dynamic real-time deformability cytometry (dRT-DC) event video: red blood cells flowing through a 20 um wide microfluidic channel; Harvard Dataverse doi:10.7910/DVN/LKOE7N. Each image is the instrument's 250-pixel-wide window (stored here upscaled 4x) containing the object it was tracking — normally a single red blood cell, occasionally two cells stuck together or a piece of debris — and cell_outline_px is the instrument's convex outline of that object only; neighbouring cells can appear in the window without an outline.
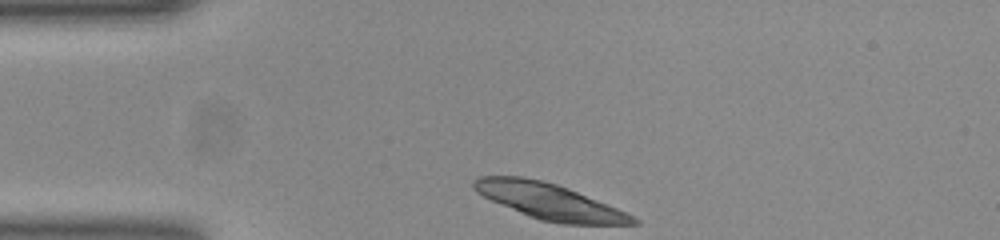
{"species": "common noctule bat (a hibernating species)", "species_latin": "Nyctalus noctula", "temperature_condition": "room temperature", "stored_images_in_passage": 32, "camera_frame_rate_fps": 3000, "um_per_image_px": 0.085, "animal": {"sex": "female", "body_mass_g": 23.0, "forearm_length_mm": 53.4}, "frame": {"image": 1, "passage_image": 1, "time_ms": 0.0, "image_size_px": [1000, 240], "cell_outline_px": [[640, 224], [564, 224], [540, 220], [520, 212], [492, 200], [476, 192], [472, 188], [472, 180], [480, 176], [524, 176], [556, 184], [568, 188], [616, 208], [640, 220]], "centroid_in_image_um": [46.66, 17.11], "position_along_channel_um": 38.3, "area_um2": 32.77}}